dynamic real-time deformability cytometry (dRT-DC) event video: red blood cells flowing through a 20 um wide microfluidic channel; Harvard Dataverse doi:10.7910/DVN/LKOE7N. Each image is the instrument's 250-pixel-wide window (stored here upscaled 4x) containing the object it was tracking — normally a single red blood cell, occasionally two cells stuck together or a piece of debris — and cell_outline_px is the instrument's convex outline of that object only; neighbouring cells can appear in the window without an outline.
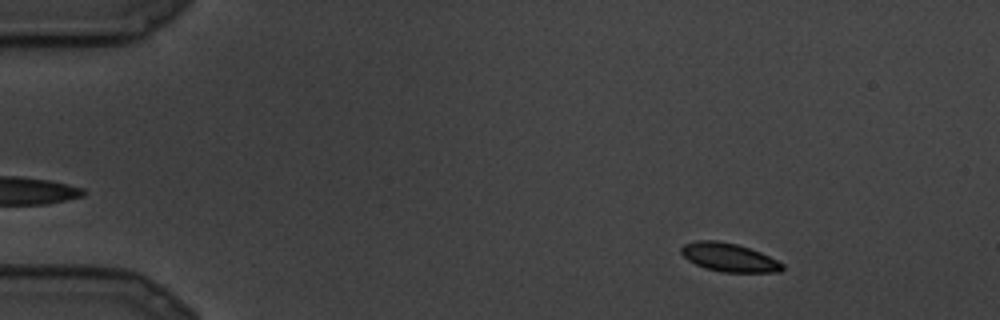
{"species": "common noctule bat (a hibernating species)", "species_latin": "Nyctalus noctula", "temperature_condition": "cold", "stored_images_in_passage": 11, "camera_frame_rate_fps": 3000, "um_per_image_px": 0.085, "animal": {"sex": "male", "body_mass_g": 19.5, "forearm_length_mm": 54.6}, "frame": {"image": 1, "passage_image": 5, "time_ms": 1.333, "image_size_px": [1000, 320], "cell_outline_px": [[784, 268], [780, 272], [724, 272], [704, 268], [688, 260], [680, 252], [680, 248], [684, 244], [696, 240], [716, 240], [736, 244], [760, 252], [784, 264]], "centroid_in_image_um": [61.94, 21.88], "position_along_channel_um": 23.1, "area_um2": 16.7}}
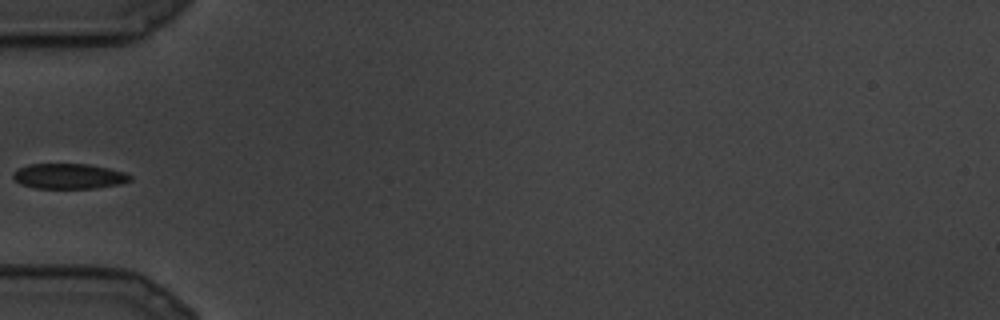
{"frame": {"image": 2, "passage_image": 10, "time_ms": 3.0, "image_size_px": [1000, 320], "cell_outline_px": [[132, 180], [120, 184], [96, 188], [36, 188], [24, 184], [16, 180], [12, 176], [12, 172], [28, 164], [88, 164], [108, 168], [124, 172], [132, 176]], "centroid_in_image_um": [5.89, 14.97], "position_along_channel_um": 79.1, "area_um2": 17.11}}